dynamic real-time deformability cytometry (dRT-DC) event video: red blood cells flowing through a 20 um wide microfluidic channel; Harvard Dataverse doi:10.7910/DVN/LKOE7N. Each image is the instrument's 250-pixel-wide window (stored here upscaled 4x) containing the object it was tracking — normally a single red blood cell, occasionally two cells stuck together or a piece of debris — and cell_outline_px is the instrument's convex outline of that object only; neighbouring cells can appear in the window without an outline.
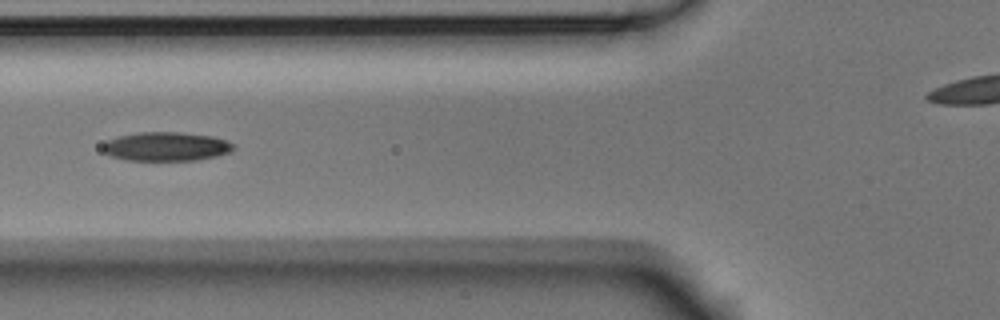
{"species": "Egyptian fruit bat (a non-hibernating species)", "species_latin": "Rousettus aegyptiacus", "temperature_condition": "room temperature", "stored_images_in_passage": 7, "camera_frame_rate_fps": 3000, "um_per_image_px": 0.085, "animal": {"sex": "male"}, "frame": {"image": 1, "passage_image": 4, "time_ms": 1.0, "image_size_px": [1000, 320], "cell_outline_px": [[236, 148], [232, 152], [216, 156], [196, 160], [128, 160], [112, 156], [104, 152], [100, 148], [108, 140], [120, 136], [140, 132], [180, 132], [212, 136], [224, 140], [232, 144]], "centroid_in_image_um": [14.14, 12.45], "position_along_channel_um": 111.7, "area_um2": 21.91}}
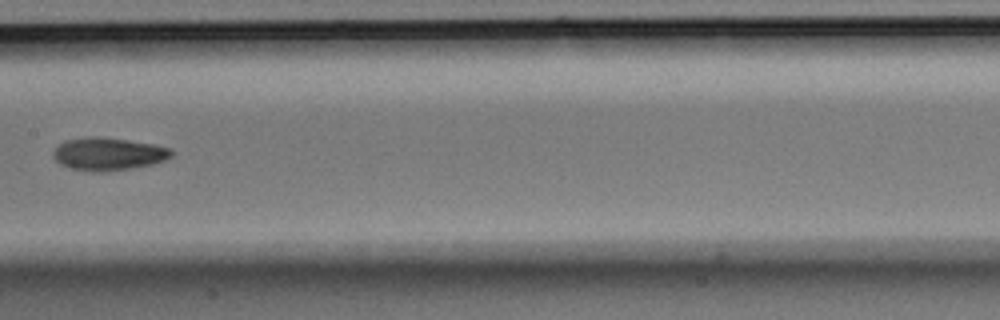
{"frame": {"image": 2, "passage_image": 6, "time_ms": 1.667, "image_size_px": [1000, 320], "cell_outline_px": [[172, 156], [164, 160], [152, 164], [132, 168], [100, 172], [92, 172], [68, 168], [60, 164], [52, 156], [52, 152], [64, 140], [84, 136], [96, 136], [128, 140], [156, 144], [172, 148]], "centroid_in_image_um": [9.18, 13.08], "position_along_channel_um": 198.2, "area_um2": 22.83}}
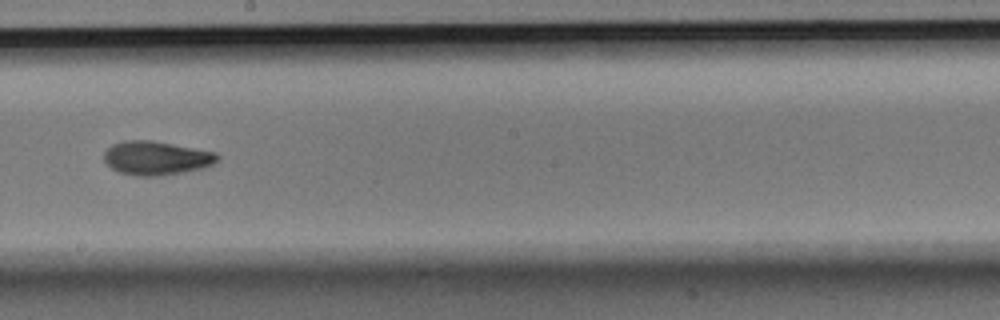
{"frame": {"image": 3, "passage_image": 7, "time_ms": 2.0, "image_size_px": [1000, 320], "cell_outline_px": [[220, 160], [204, 168], [184, 172], [160, 176], [136, 176], [116, 172], [104, 160], [104, 152], [112, 144], [124, 140], [152, 140], [216, 152], [220, 156]], "centroid_in_image_um": [13.29, 13.44], "position_along_channel_um": 234.9, "area_um2": 22.6}}